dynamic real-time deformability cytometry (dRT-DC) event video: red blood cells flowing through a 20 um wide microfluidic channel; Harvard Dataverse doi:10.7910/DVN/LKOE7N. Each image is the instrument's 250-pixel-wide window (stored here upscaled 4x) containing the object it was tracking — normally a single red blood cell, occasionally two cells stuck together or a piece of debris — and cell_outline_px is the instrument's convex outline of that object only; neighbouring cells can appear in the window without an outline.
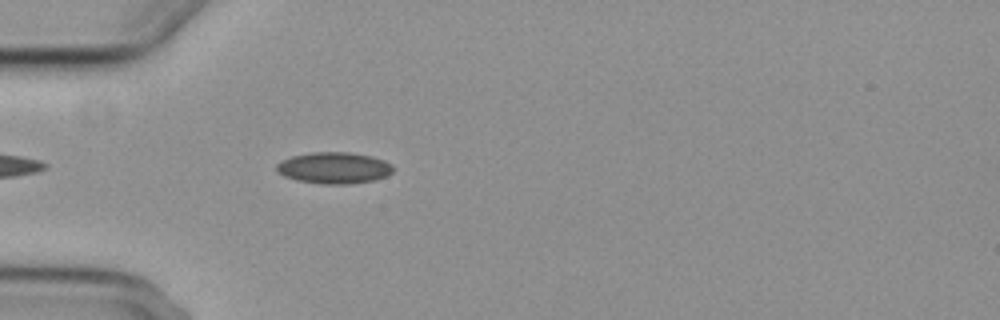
{"species": "common noctule bat (a hibernating species)", "species_latin": "Nyctalus noctula", "temperature_condition": "cold", "stored_images_in_passage": 2, "camera_frame_rate_fps": 3000, "um_per_image_px": 0.085, "animal": {"sex": "female", "body_mass_g": 29.2, "forearm_length_mm": 56.3}, "frame": {"image": 1, "passage_image": 2, "time_ms": 1.0, "image_size_px": [1000, 320], "cell_outline_px": [[392, 172], [388, 176], [376, 180], [352, 184], [320, 184], [296, 180], [284, 176], [276, 172], [276, 164], [280, 160], [292, 156], [312, 152], [348, 152], [372, 156], [384, 160], [392, 164]], "centroid_in_image_um": [28.38, 14.28], "position_along_channel_um": 56.6, "area_um2": 21.68}}